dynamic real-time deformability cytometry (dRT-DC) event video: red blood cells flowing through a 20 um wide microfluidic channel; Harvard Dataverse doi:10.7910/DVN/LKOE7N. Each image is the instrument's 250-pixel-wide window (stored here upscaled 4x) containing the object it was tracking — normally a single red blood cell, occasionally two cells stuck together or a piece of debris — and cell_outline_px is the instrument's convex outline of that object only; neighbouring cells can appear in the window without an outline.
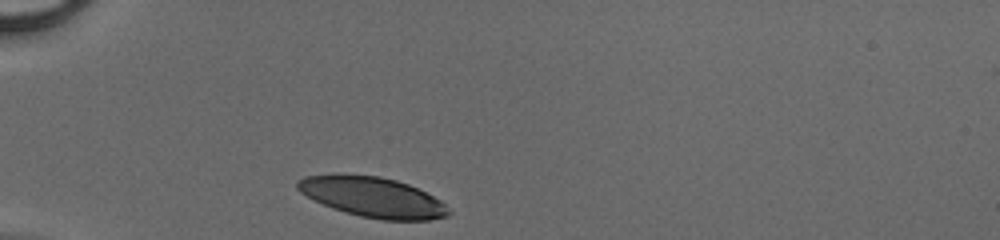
{"species": "human", "species_latin": "Homo sapiens", "temperature_condition": "cold", "stored_images_in_passage": 27, "camera_frame_rate_fps": 3000, "um_per_image_px": 0.085, "donor": {"sex": "male"}, "frame": {"image": 1, "passage_image": 1, "time_ms": 0.0, "image_size_px": [1000, 240], "cell_outline_px": [[452, 212], [448, 216], [428, 220], [384, 220], [360, 216], [344, 212], [332, 208], [300, 192], [296, 188], [296, 184], [304, 176], [336, 172], [380, 176], [396, 180], [408, 184], [440, 200]], "centroid_in_image_um": [31.64, 16.73], "position_along_channel_um": 53.4, "area_um2": 35.55}}
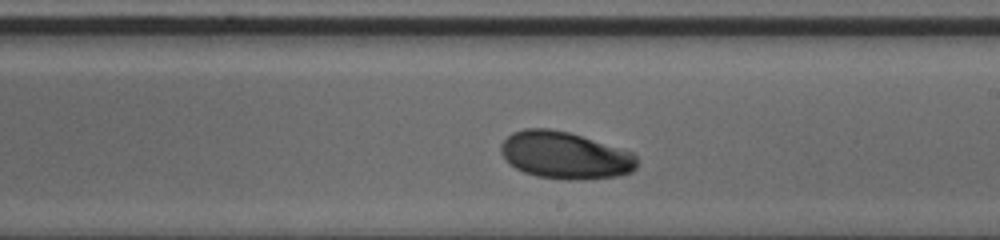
{"frame": {"image": 2, "passage_image": 16, "time_ms": 5.0, "image_size_px": [1000, 240], "cell_outline_px": [[636, 168], [632, 172], [616, 176], [584, 180], [568, 180], [536, 176], [524, 172], [516, 168], [500, 152], [500, 144], [512, 132], [524, 128], [548, 128], [568, 132], [632, 152], [636, 156]], "centroid_in_image_um": [48.01, 13.2], "position_along_channel_um": 241.0, "area_um2": 37.22}}
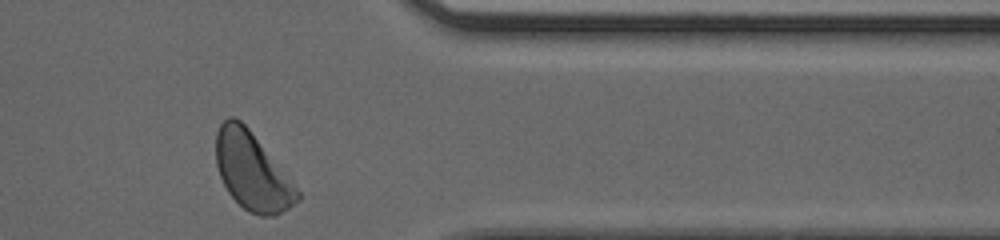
{"frame": {"image": 3, "passage_image": 27, "time_ms": 8.667, "image_size_px": [1000, 240], "cell_outline_px": [[300, 200], [276, 216], [260, 216], [248, 212], [228, 192], [220, 176], [216, 164], [216, 132], [220, 124], [228, 116], [232, 116], [240, 120], [248, 128], [300, 192]], "centroid_in_image_um": [21.41, 14.58], "position_along_channel_um": 390.0, "area_um2": 36.24}}